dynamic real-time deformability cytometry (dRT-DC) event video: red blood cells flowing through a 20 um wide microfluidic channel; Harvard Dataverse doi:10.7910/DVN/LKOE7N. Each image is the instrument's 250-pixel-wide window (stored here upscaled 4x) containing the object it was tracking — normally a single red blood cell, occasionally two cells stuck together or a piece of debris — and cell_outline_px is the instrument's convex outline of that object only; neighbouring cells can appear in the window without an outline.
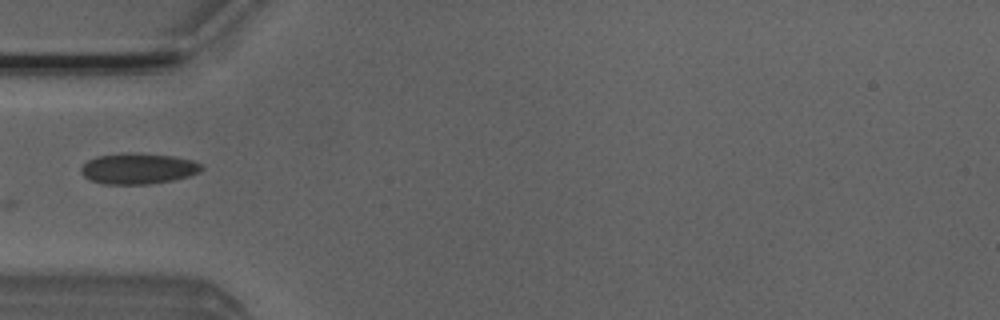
{"species": "Egyptian fruit bat (a non-hibernating species)", "species_latin": "Rousettus aegyptiacus", "temperature_condition": "room temperature", "stored_images_in_passage": 37, "camera_frame_rate_fps": 3000, "um_per_image_px": 0.085, "animal": {"sex": "male"}, "frame": {"image": 1, "passage_image": 1, "time_ms": 0.0, "image_size_px": [1000, 320], "cell_outline_px": [[204, 168], [200, 172], [188, 176], [172, 180], [148, 184], [104, 184], [92, 180], [84, 176], [80, 172], [80, 168], [88, 160], [96, 156], [124, 152], [136, 152], [172, 156], [192, 160], [200, 164]], "centroid_in_image_um": [11.73, 14.31], "position_along_channel_um": 73.3, "area_um2": 21.73}}
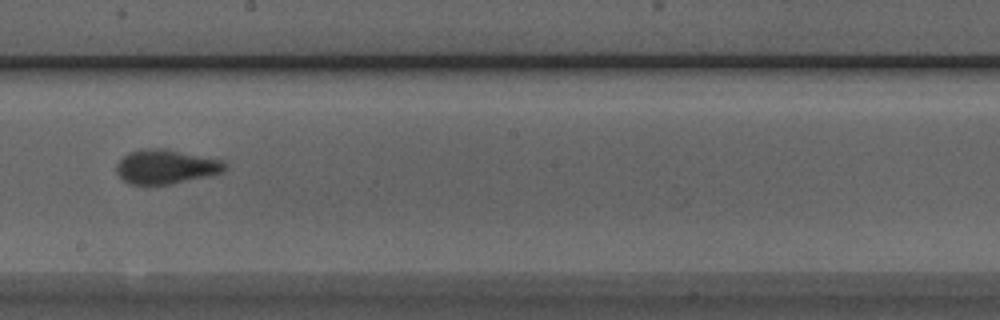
{"frame": {"image": 2, "passage_image": 13, "time_ms": 4.0, "image_size_px": [1000, 320], "cell_outline_px": [[228, 168], [224, 172], [208, 176], [168, 184], [128, 184], [116, 172], [116, 164], [128, 152], [140, 148], [164, 148], [224, 160], [228, 164]], "centroid_in_image_um": [14.13, 14.15], "position_along_channel_um": 234.1, "area_um2": 21.85}}
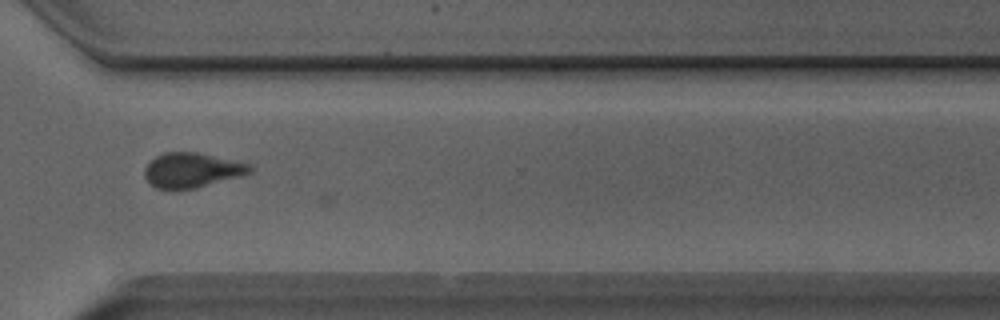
{"frame": {"image": 3, "passage_image": 22, "time_ms": 7.0, "image_size_px": [1000, 320], "cell_outline_px": [[256, 168], [252, 172], [240, 176], [196, 188], [168, 192], [156, 188], [144, 176], [144, 168], [156, 156], [164, 152], [196, 152], [252, 164]], "centroid_in_image_um": [16.32, 14.49], "position_along_channel_um": 354.3, "area_um2": 21.73}}